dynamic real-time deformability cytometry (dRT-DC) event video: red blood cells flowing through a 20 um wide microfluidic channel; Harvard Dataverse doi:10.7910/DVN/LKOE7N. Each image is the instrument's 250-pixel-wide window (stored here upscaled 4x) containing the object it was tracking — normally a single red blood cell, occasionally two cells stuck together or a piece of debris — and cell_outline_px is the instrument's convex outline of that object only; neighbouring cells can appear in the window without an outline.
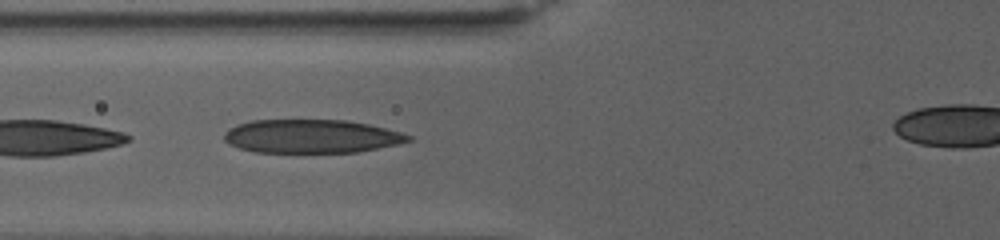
{"species": "human", "species_latin": "Homo sapiens", "temperature_condition": "warm", "stored_images_in_passage": 8, "camera_frame_rate_fps": 3000, "um_per_image_px": 0.085, "donor": {"sex": "female"}, "frame": {"image": 1, "passage_image": 4, "time_ms": 1.0, "image_size_px": [1000, 240], "cell_outline_px": [[412, 140], [396, 144], [356, 152], [252, 152], [240, 148], [224, 140], [224, 132], [228, 128], [236, 124], [252, 120], [344, 120], [368, 124], [400, 132], [412, 136]], "centroid_in_image_um": [26.42, 11.58], "position_along_channel_um": 99.4, "area_um2": 35.78}}
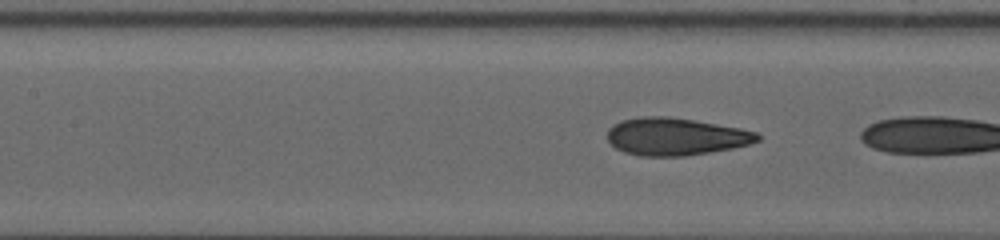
{"frame": {"image": 2, "passage_image": 7, "time_ms": 2.0, "image_size_px": [1000, 240], "cell_outline_px": [[760, 140], [748, 144], [732, 148], [684, 156], [640, 156], [624, 152], [616, 148], [608, 140], [608, 128], [612, 124], [620, 120], [644, 116], [668, 116], [740, 128], [756, 132], [760, 136]], "centroid_in_image_um": [57.39, 11.6], "position_along_channel_um": 150.0, "area_um2": 32.66}}